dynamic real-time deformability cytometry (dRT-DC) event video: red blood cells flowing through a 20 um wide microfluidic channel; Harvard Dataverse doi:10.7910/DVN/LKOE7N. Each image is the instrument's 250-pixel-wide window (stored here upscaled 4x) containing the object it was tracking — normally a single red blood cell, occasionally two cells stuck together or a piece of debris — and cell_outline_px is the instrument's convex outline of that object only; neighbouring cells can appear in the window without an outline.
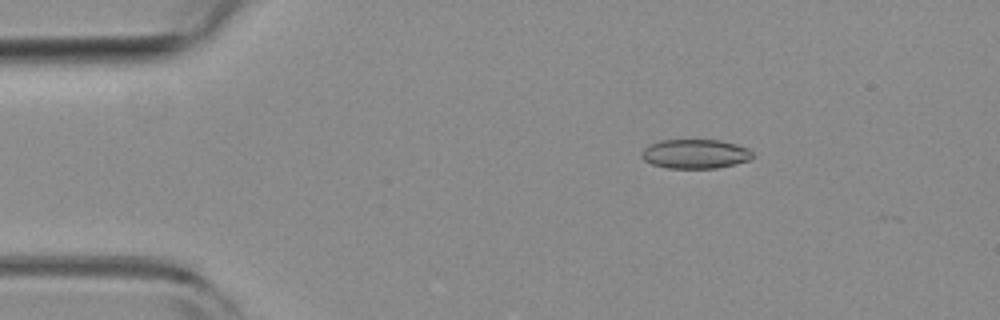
{"species": "common noctule bat (a hibernating species)", "species_latin": "Nyctalus noctula", "temperature_condition": "room temperature", "stored_images_in_passage": 16, "camera_frame_rate_fps": 3000, "um_per_image_px": 0.085, "animal": {"sex": "female", "body_mass_g": 19.3, "forearm_length_mm": 54.1}, "frame": {"image": 1, "passage_image": 9, "time_ms": 2.667, "image_size_px": [1000, 320], "cell_outline_px": [[752, 156], [748, 160], [716, 168], [668, 168], [652, 164], [644, 160], [640, 156], [640, 152], [648, 144], [660, 140], [720, 140], [736, 144], [748, 148], [752, 152]], "centroid_in_image_um": [59.03, 13.07], "position_along_channel_um": 26.0, "area_um2": 18.9}}